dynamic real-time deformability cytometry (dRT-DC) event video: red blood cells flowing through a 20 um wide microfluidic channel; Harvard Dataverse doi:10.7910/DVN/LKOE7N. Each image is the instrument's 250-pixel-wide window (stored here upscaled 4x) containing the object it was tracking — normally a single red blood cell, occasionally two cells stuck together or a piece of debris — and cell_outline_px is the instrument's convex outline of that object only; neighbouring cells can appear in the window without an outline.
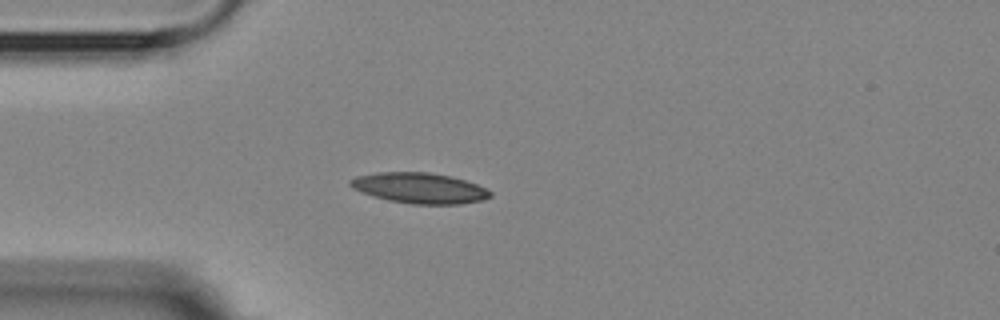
{"species": "Egyptian fruit bat (a non-hibernating species)", "species_latin": "Rousettus aegyptiacus", "temperature_condition": "room temperature", "stored_images_in_passage": 8, "camera_frame_rate_fps": 3000, "um_per_image_px": 0.085, "animal": {"sex": "female"}, "frame": {"image": 1, "passage_image": 5, "time_ms": 4.667, "image_size_px": [1000, 320], "cell_outline_px": [[492, 196], [480, 200], [460, 204], [412, 204], [388, 200], [352, 188], [348, 184], [348, 180], [356, 176], [376, 172], [428, 172], [452, 176], [476, 184], [492, 192]], "centroid_in_image_um": [35.64, 15.97], "position_along_channel_um": 49.4, "area_um2": 24.8}}
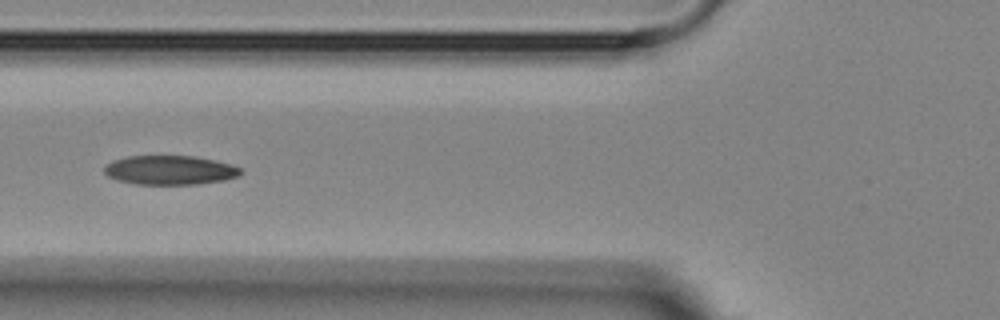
{"frame": {"image": 2, "passage_image": 7, "time_ms": 6.667, "image_size_px": [1000, 320], "cell_outline_px": [[244, 172], [240, 176], [224, 180], [196, 184], [136, 184], [116, 180], [108, 176], [104, 172], [104, 164], [112, 160], [128, 156], [196, 156], [216, 160], [232, 164], [244, 168]], "centroid_in_image_um": [14.48, 14.45], "position_along_channel_um": 111.3, "area_um2": 23.58}}
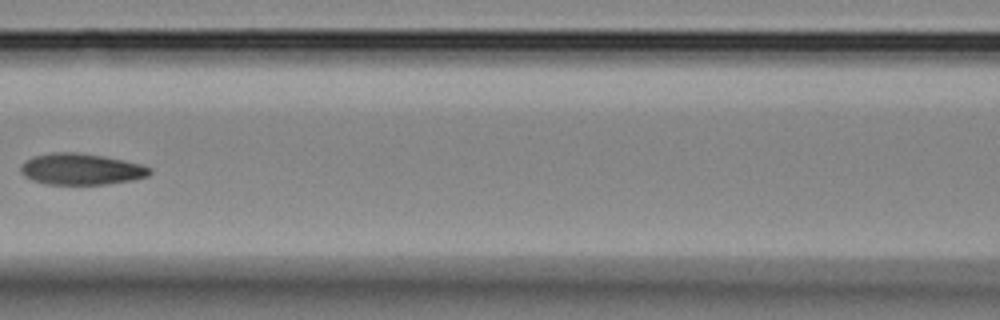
{"frame": {"image": 3, "passage_image": 8, "time_ms": 8.0, "image_size_px": [1000, 320], "cell_outline_px": [[152, 172], [148, 176], [132, 180], [104, 184], [48, 184], [32, 180], [24, 176], [20, 172], [20, 164], [24, 160], [32, 156], [52, 152], [80, 152], [104, 156], [124, 160], [140, 164], [152, 168]], "centroid_in_image_um": [6.86, 14.36], "position_along_channel_um": 159.7, "area_um2": 23.76}}